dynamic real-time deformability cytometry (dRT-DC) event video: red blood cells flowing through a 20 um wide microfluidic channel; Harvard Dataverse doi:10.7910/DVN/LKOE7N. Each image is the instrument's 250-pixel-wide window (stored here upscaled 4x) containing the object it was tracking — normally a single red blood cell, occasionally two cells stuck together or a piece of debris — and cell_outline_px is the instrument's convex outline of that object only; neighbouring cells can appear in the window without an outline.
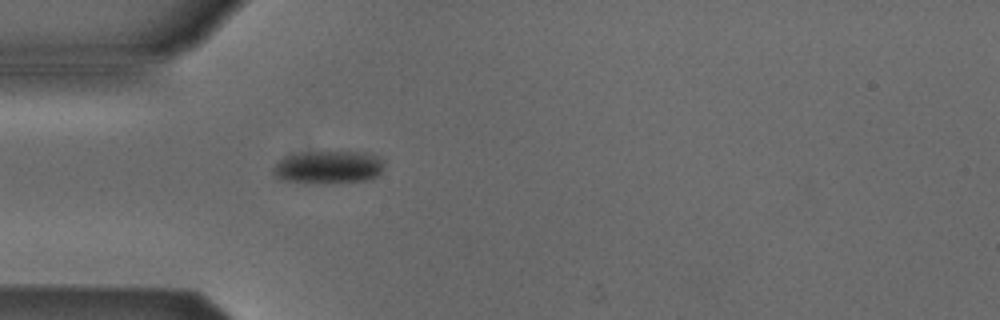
{"species": "Egyptian fruit bat (a non-hibernating species)", "species_latin": "Rousettus aegyptiacus", "temperature_condition": "cold", "stored_images_in_passage": 1, "camera_frame_rate_fps": 3000, "um_per_image_px": 0.085, "animal": {"sex": "male"}, "frame": {"image": 1, "passage_image": 1, "time_ms": 0.0, "image_size_px": [1000, 320], "cell_outline_px": [[384, 160], [380, 172], [376, 176], [368, 180], [280, 180], [272, 172], [272, 168], [284, 156], [308, 152], [356, 152], [376, 156]], "centroid_in_image_um": [27.89, 14.15], "position_along_channel_um": 57.1, "area_um2": 19.88}}